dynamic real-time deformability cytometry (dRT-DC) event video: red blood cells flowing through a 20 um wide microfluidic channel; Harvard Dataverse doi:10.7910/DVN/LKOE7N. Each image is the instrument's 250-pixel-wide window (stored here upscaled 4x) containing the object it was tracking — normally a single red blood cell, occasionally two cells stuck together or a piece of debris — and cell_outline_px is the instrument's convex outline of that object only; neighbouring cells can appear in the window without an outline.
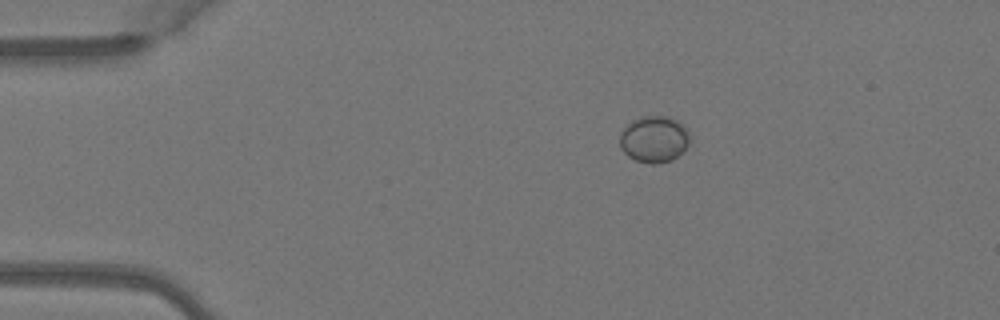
{"species": "Egyptian fruit bat (a non-hibernating species)", "species_latin": "Rousettus aegyptiacus", "temperature_condition": "warm", "stored_images_in_passage": 2, "camera_frame_rate_fps": 3000, "um_per_image_px": 0.085, "animal": {"sex": "female"}, "frame": {"image": 1, "passage_image": 1, "time_ms": 0.0, "image_size_px": [1000, 320], "cell_outline_px": [[688, 144], [684, 152], [672, 160], [656, 164], [652, 164], [636, 160], [628, 156], [620, 148], [620, 132], [632, 120], [640, 116], [668, 116], [676, 120], [688, 132]], "centroid_in_image_um": [55.58, 11.84], "position_along_channel_um": 29.4, "area_um2": 18.96}}